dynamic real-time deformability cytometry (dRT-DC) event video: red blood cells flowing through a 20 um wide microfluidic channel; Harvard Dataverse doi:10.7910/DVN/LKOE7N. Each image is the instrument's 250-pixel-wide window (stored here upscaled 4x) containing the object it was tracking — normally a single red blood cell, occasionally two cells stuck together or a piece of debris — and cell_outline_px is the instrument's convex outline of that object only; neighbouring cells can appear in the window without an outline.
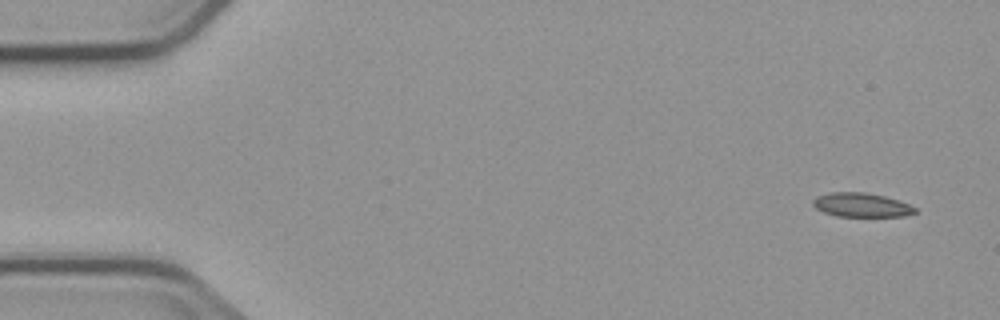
{"species": "common noctule bat (a hibernating species)", "species_latin": "Nyctalus noctula", "temperature_condition": "cold", "stored_images_in_passage": 6, "camera_frame_rate_fps": 3000, "um_per_image_px": 0.085, "animal": {"sex": "male", "body_mass_g": 23.1, "forearm_length_mm": 52.7}, "frame": {"image": 1, "passage_image": 1, "time_ms": 0.0, "image_size_px": [1000, 320], "cell_outline_px": [[916, 212], [904, 216], [836, 216], [824, 212], [816, 208], [812, 204], [812, 200], [816, 196], [828, 192], [864, 192], [884, 196], [908, 204], [916, 208]], "centroid_in_image_um": [73.17, 17.41], "position_along_channel_um": 11.8, "area_um2": 14.22}}
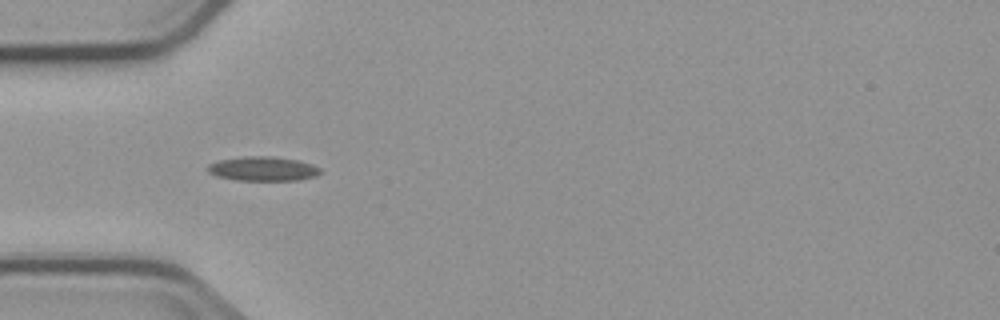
{"frame": {"image": 2, "passage_image": 5, "time_ms": 4.667, "image_size_px": [1000, 320], "cell_outline_px": [[324, 172], [316, 176], [300, 180], [236, 180], [216, 176], [208, 172], [208, 164], [220, 160], [244, 156], [272, 156], [300, 160], [312, 164], [320, 168]], "centroid_in_image_um": [22.4, 14.34], "position_along_channel_um": 62.6, "area_um2": 16.13}}
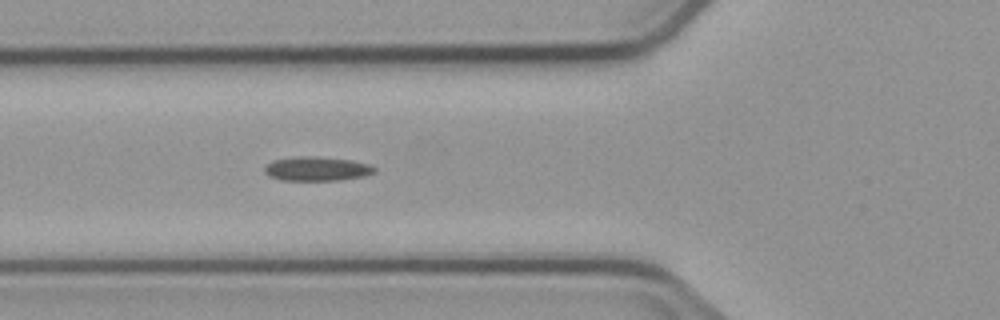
{"frame": {"image": 3, "passage_image": 6, "time_ms": 5.667, "image_size_px": [1000, 320], "cell_outline_px": [[376, 172], [364, 176], [340, 180], [280, 180], [268, 176], [264, 172], [264, 168], [272, 160], [300, 156], [316, 156], [352, 160], [368, 164], [376, 168]], "centroid_in_image_um": [26.93, 14.34], "position_along_channel_um": 98.9, "area_um2": 15.55}}